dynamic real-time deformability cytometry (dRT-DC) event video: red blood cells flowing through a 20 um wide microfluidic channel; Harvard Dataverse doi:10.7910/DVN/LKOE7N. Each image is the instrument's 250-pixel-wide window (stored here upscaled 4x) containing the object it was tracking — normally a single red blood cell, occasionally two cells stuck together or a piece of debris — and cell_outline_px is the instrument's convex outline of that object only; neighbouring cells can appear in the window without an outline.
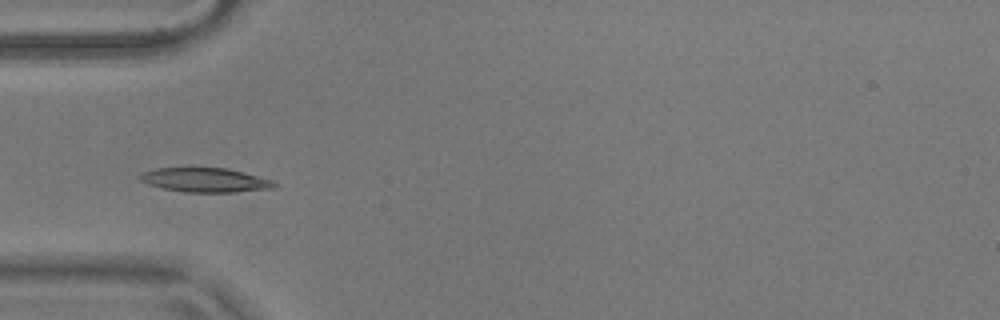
{"species": "common noctule bat (a hibernating species)", "species_latin": "Nyctalus noctula", "temperature_condition": "warm", "stored_images_in_passage": 55, "camera_frame_rate_fps": 3000, "um_per_image_px": 0.085, "animal": {"sex": "male", "body_mass_g": 17.9}, "frame": {"image": 1, "passage_image": 17, "time_ms": 5.333, "image_size_px": [1000, 320], "cell_outline_px": [[276, 188], [236, 192], [184, 192], [164, 188], [148, 184], [140, 180], [136, 176], [144, 172], [156, 168], [228, 168], [272, 180], [276, 184]], "centroid_in_image_um": [17.44, 15.3], "position_along_channel_um": 67.6, "area_um2": 18.9}}
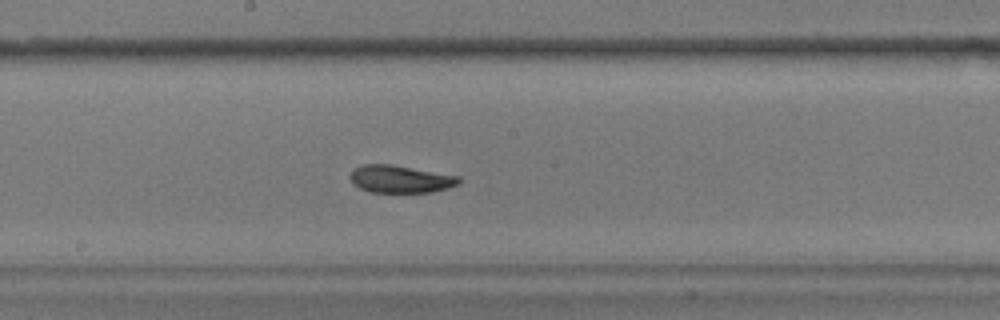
{"frame": {"image": 2, "passage_image": 29, "time_ms": 9.333, "image_size_px": [1000, 320], "cell_outline_px": [[460, 184], [448, 188], [432, 192], [372, 192], [360, 188], [352, 184], [348, 176], [352, 168], [364, 164], [392, 164], [460, 176]], "centroid_in_image_um": [34.0, 15.21], "position_along_channel_um": 214.2, "area_um2": 17.69}}
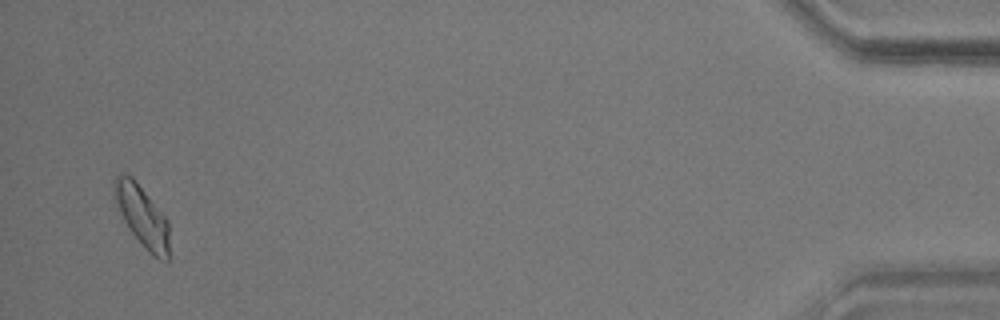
{"frame": {"image": 3, "passage_image": 53, "time_ms": 17.333, "image_size_px": [1000, 320], "cell_outline_px": [[168, 260], [160, 260], [152, 256], [144, 248], [128, 228], [112, 200], [112, 180], [116, 176], [132, 176], [168, 220]], "centroid_in_image_um": [12.02, 18.37], "position_along_channel_um": 423.2, "area_um2": 19.77}, "authors_computed_cell_mechanics": {"area_um2": 18.1492, "velocity_mm_per_s": 3.6503, "shape_relaxation_time_tau1_ms": 3.5403, "shape_relaxation_time_tau2_ms": 3.4109, "deformation_change_tau1": 0.1274, "deformation_change_tau2": 0.0797}}